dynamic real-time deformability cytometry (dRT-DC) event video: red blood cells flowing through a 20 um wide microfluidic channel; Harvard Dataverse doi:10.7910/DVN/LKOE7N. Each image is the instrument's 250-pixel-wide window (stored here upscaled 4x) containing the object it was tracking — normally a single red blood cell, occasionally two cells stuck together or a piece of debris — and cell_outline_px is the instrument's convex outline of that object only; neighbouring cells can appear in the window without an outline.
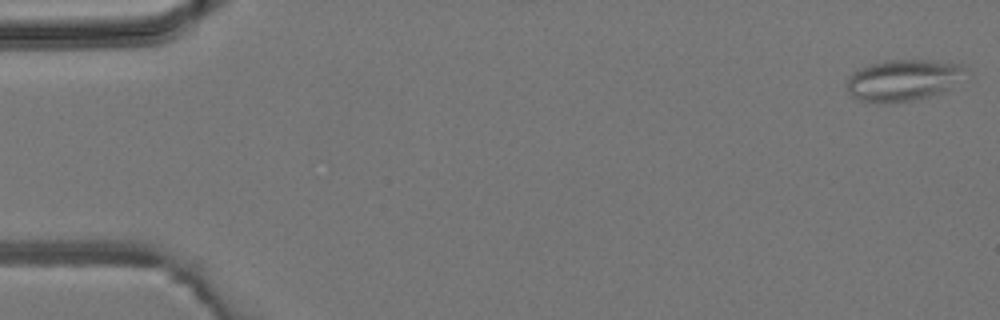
{"species": "common noctule bat (a hibernating species)", "species_latin": "Nyctalus noctula", "temperature_condition": "room temperature", "stored_images_in_passage": 6, "camera_frame_rate_fps": 3000, "um_per_image_px": 0.085, "animal": {"sex": "male", "body_mass_g": 19.2, "forearm_length_mm": 51.8}, "frame": {"image": 1, "passage_image": 1, "time_ms": 0.0, "image_size_px": [1000, 320], "cell_outline_px": [[972, 76], [944, 92], [912, 100], [860, 100], [852, 96], [848, 92], [848, 76], [856, 68], [888, 60], [932, 60], [964, 64], [968, 68]], "centroid_in_image_um": [76.94, 6.75], "position_along_channel_um": 8.1, "area_um2": 28.78}}
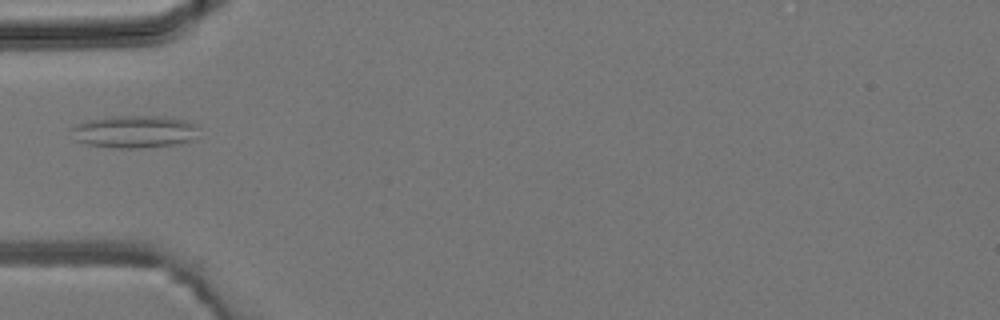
{"frame": {"image": 2, "passage_image": 5, "time_ms": 4.667, "image_size_px": [1000, 320], "cell_outline_px": [[200, 128], [192, 140], [176, 144], [140, 148], [112, 148], [88, 144], [76, 140], [68, 128], [76, 124], [88, 120], [112, 116], [160, 116], [184, 120], [196, 124]], "centroid_in_image_um": [11.4, 11.19], "position_along_channel_um": 73.6, "area_um2": 24.22}}